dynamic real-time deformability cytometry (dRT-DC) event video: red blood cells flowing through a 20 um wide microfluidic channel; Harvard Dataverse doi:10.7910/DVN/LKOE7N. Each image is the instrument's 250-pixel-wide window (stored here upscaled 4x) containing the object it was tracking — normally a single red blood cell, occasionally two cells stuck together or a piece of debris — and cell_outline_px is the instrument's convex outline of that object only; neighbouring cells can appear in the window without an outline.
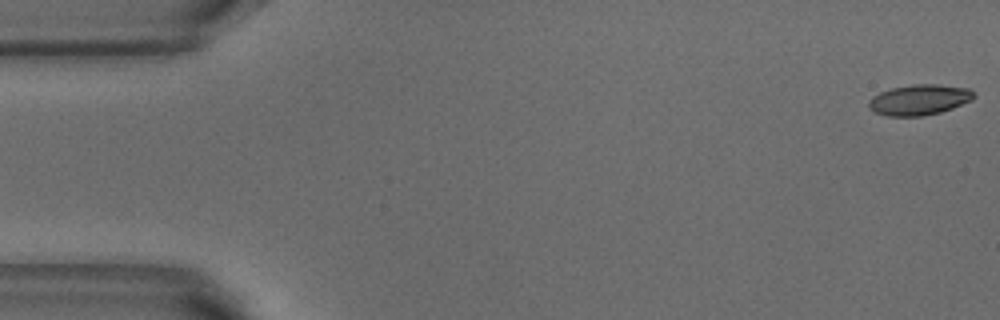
{"species": "common noctule bat (a hibernating species)", "species_latin": "Nyctalus noctula", "temperature_condition": "warm", "stored_images_in_passage": 6, "camera_frame_rate_fps": 3000, "um_per_image_px": 0.085, "animal": {"sex": "male", "body_mass_g": 18.8}, "frame": {"image": 1, "passage_image": 1, "time_ms": 0.0, "image_size_px": [1000, 320], "cell_outline_px": [[976, 96], [972, 100], [952, 108], [940, 112], [920, 116], [888, 116], [876, 112], [868, 108], [868, 100], [872, 96], [880, 92], [892, 88], [912, 84], [936, 84], [968, 88]], "centroid_in_image_um": [78.12, 8.48], "position_along_channel_um": 6.9, "area_um2": 18.67}}
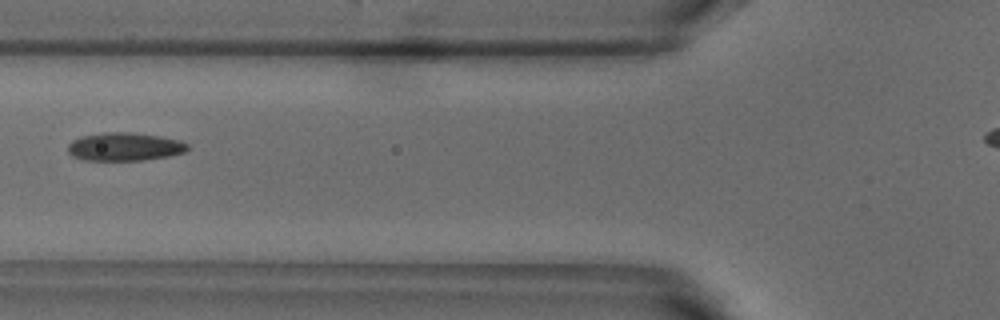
{"frame": {"image": 2, "passage_image": 5, "time_ms": 1.333, "image_size_px": [1000, 320], "cell_outline_px": [[188, 148], [184, 152], [168, 156], [144, 160], [84, 160], [72, 156], [68, 152], [68, 144], [72, 140], [80, 136], [104, 132], [132, 132], [160, 136], [180, 140], [188, 144]], "centroid_in_image_um": [10.57, 12.46], "position_along_channel_um": 115.2, "area_um2": 19.77}}